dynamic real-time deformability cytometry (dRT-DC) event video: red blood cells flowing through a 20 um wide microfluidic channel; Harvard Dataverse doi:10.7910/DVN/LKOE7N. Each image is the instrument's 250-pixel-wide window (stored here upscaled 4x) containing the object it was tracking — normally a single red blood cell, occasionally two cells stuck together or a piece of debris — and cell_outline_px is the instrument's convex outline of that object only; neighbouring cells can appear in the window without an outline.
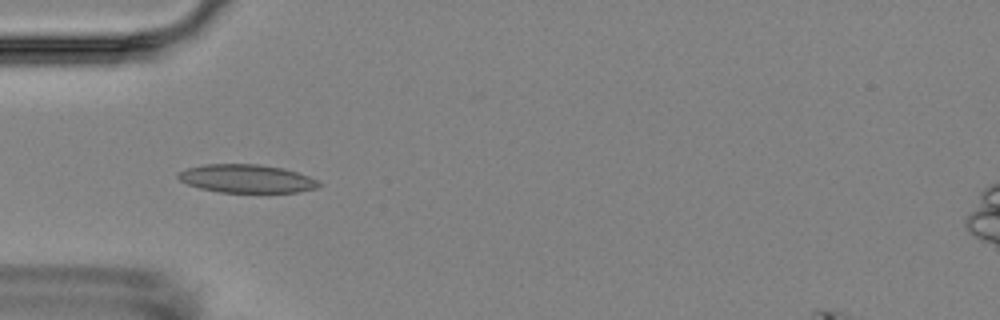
{"species": "Egyptian fruit bat (a non-hibernating species)", "species_latin": "Rousettus aegyptiacus", "temperature_condition": "room temperature", "stored_images_in_passage": 5, "camera_frame_rate_fps": 3000, "um_per_image_px": 0.085, "animal": {"sex": "female"}, "frame": {"image": 1, "passage_image": 4, "time_ms": 3.667, "image_size_px": [1000, 320], "cell_outline_px": [[320, 184], [316, 188], [296, 192], [220, 192], [200, 188], [188, 184], [180, 180], [176, 176], [180, 172], [188, 168], [204, 164], [260, 164], [284, 168], [308, 176], [316, 180]], "centroid_in_image_um": [20.95, 15.18], "position_along_channel_um": 64.1, "area_um2": 22.95}}
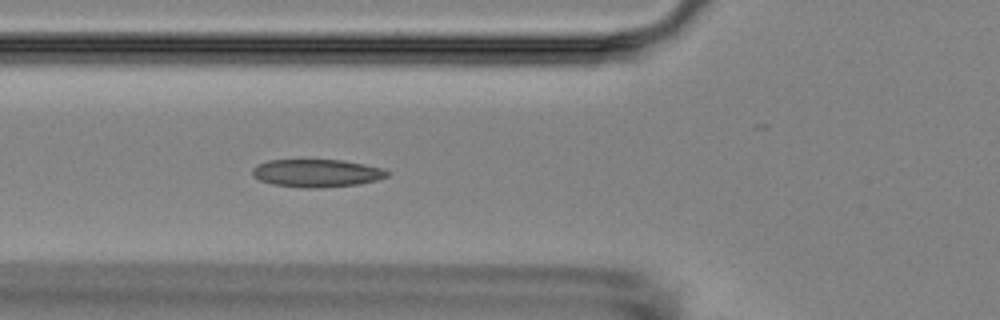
{"frame": {"image": 2, "passage_image": 5, "time_ms": 4.667, "image_size_px": [1000, 320], "cell_outline_px": [[392, 172], [388, 176], [376, 180], [360, 184], [320, 188], [300, 188], [272, 184], [260, 180], [252, 176], [252, 168], [256, 164], [268, 160], [344, 160], [364, 164], [380, 168]], "centroid_in_image_um": [26.9, 14.72], "position_along_channel_um": 98.9, "area_um2": 22.08}}